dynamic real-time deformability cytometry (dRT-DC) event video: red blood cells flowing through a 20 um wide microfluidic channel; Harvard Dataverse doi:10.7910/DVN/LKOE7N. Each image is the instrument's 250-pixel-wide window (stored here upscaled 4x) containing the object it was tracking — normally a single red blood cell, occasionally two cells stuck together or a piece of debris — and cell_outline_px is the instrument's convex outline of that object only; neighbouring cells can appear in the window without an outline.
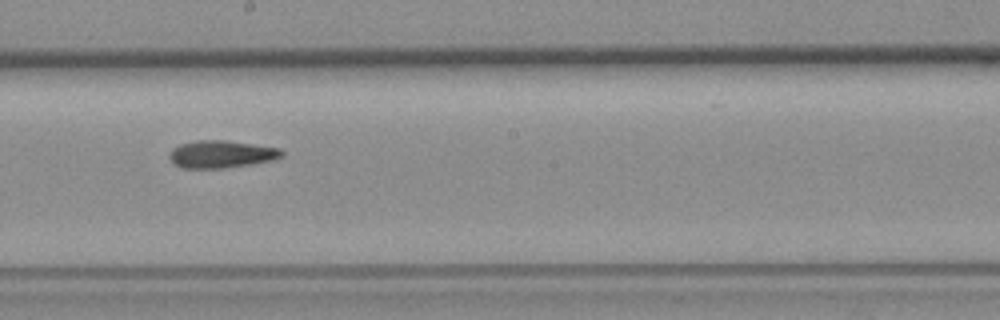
{"species": "common noctule bat (a hibernating species)", "species_latin": "Nyctalus noctula", "temperature_condition": "room temperature", "stored_images_in_passage": 9, "camera_frame_rate_fps": 3000, "um_per_image_px": 0.085, "animal": {"sex": "female", "body_mass_g": 19.3, "forearm_length_mm": 54.1}, "frame": {"image": 1, "passage_image": 9, "time_ms": 9.667, "image_size_px": [1000, 320], "cell_outline_px": [[284, 156], [276, 160], [252, 164], [224, 168], [184, 168], [176, 164], [168, 156], [168, 152], [172, 148], [180, 144], [196, 140], [224, 140], [280, 148], [284, 152]], "centroid_in_image_um": [18.84, 13.1], "position_along_channel_um": 229.4, "area_um2": 18.09}}